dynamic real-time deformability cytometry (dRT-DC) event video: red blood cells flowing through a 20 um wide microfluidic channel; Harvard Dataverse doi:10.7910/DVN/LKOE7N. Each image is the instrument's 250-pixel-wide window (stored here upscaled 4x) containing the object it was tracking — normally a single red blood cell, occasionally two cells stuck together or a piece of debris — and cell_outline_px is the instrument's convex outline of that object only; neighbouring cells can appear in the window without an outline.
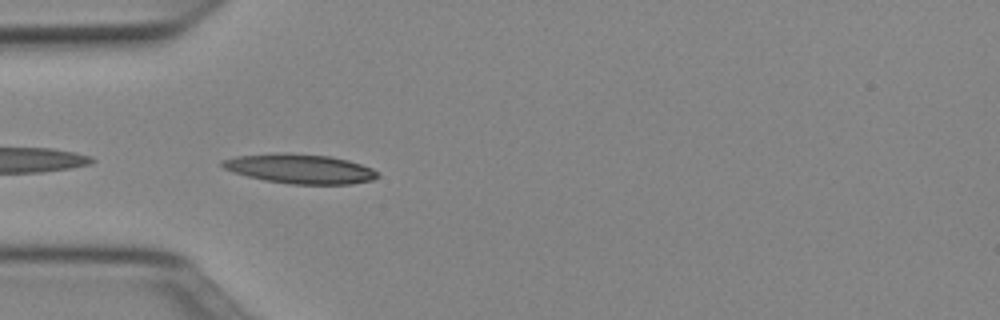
{"species": "Egyptian fruit bat (a non-hibernating species)", "species_latin": "Rousettus aegyptiacus", "temperature_condition": "cold", "stored_images_in_passage": 22, "camera_frame_rate_fps": 3000, "um_per_image_px": 0.085, "animal": {"sex": "female"}, "frame": {"image": 1, "passage_image": 1, "time_ms": 0.0, "image_size_px": [1000, 320], "cell_outline_px": [[380, 176], [372, 180], [352, 184], [292, 184], [264, 180], [232, 172], [224, 168], [220, 164], [220, 160], [236, 156], [284, 152], [288, 152], [328, 156], [348, 160], [372, 168], [380, 172]], "centroid_in_image_um": [25.5, 14.34], "position_along_channel_um": 59.5, "area_um2": 26.82}}
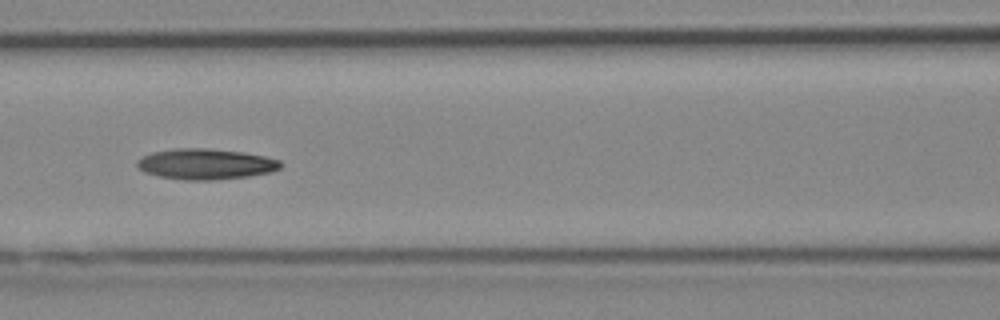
{"frame": {"image": 2, "passage_image": 8, "time_ms": 2.333, "image_size_px": [1000, 320], "cell_outline_px": [[284, 164], [280, 168], [272, 172], [248, 176], [212, 180], [188, 180], [160, 176], [144, 172], [136, 164], [136, 160], [152, 152], [176, 148], [208, 148], [244, 152], [264, 156], [280, 160]], "centroid_in_image_um": [17.52, 13.93], "position_along_channel_um": 149.1, "area_um2": 25.66}}
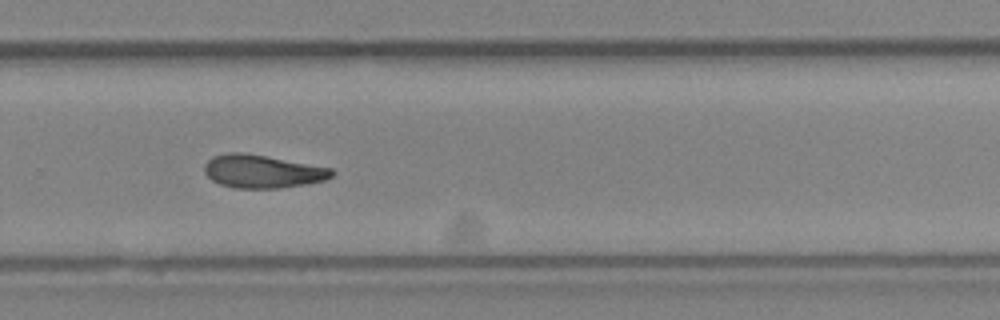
{"frame": {"image": 3, "passage_image": 20, "time_ms": 6.333, "image_size_px": [1000, 320], "cell_outline_px": [[336, 172], [332, 176], [324, 180], [304, 184], [280, 188], [236, 188], [220, 184], [212, 180], [204, 172], [204, 164], [212, 156], [228, 152], [244, 152], [332, 168]], "centroid_in_image_um": [22.28, 14.56], "position_along_channel_um": 307.5, "area_um2": 24.57}}